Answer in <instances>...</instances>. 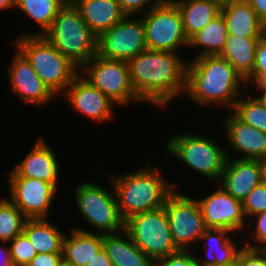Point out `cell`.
Masks as SVG:
<instances>
[{
  "mask_svg": "<svg viewBox=\"0 0 266 266\" xmlns=\"http://www.w3.org/2000/svg\"><path fill=\"white\" fill-rule=\"evenodd\" d=\"M223 122L229 140L227 146L242 153L239 159H266V133L244 123L234 113L228 114Z\"/></svg>",
  "mask_w": 266,
  "mask_h": 266,
  "instance_id": "cell-18",
  "label": "cell"
},
{
  "mask_svg": "<svg viewBox=\"0 0 266 266\" xmlns=\"http://www.w3.org/2000/svg\"><path fill=\"white\" fill-rule=\"evenodd\" d=\"M231 233L226 229L207 228L200 237V242L204 241L206 258L195 256L196 266L227 265L237 262L240 249L236 242H232ZM229 234V235H228ZM232 239V240H231ZM235 244V245H234Z\"/></svg>",
  "mask_w": 266,
  "mask_h": 266,
  "instance_id": "cell-21",
  "label": "cell"
},
{
  "mask_svg": "<svg viewBox=\"0 0 266 266\" xmlns=\"http://www.w3.org/2000/svg\"><path fill=\"white\" fill-rule=\"evenodd\" d=\"M73 5L97 37L126 16L117 0H75Z\"/></svg>",
  "mask_w": 266,
  "mask_h": 266,
  "instance_id": "cell-20",
  "label": "cell"
},
{
  "mask_svg": "<svg viewBox=\"0 0 266 266\" xmlns=\"http://www.w3.org/2000/svg\"><path fill=\"white\" fill-rule=\"evenodd\" d=\"M162 0H117L121 9L126 15L136 16L143 14L159 4ZM144 10V12H142Z\"/></svg>",
  "mask_w": 266,
  "mask_h": 266,
  "instance_id": "cell-36",
  "label": "cell"
},
{
  "mask_svg": "<svg viewBox=\"0 0 266 266\" xmlns=\"http://www.w3.org/2000/svg\"><path fill=\"white\" fill-rule=\"evenodd\" d=\"M102 248L113 266H157V263L134 244L125 230L102 234Z\"/></svg>",
  "mask_w": 266,
  "mask_h": 266,
  "instance_id": "cell-23",
  "label": "cell"
},
{
  "mask_svg": "<svg viewBox=\"0 0 266 266\" xmlns=\"http://www.w3.org/2000/svg\"><path fill=\"white\" fill-rule=\"evenodd\" d=\"M142 16L148 50L177 53L178 47L188 48L189 40L184 33L182 17L172 0H162Z\"/></svg>",
  "mask_w": 266,
  "mask_h": 266,
  "instance_id": "cell-9",
  "label": "cell"
},
{
  "mask_svg": "<svg viewBox=\"0 0 266 266\" xmlns=\"http://www.w3.org/2000/svg\"><path fill=\"white\" fill-rule=\"evenodd\" d=\"M242 203L247 220L266 211V185H257Z\"/></svg>",
  "mask_w": 266,
  "mask_h": 266,
  "instance_id": "cell-34",
  "label": "cell"
},
{
  "mask_svg": "<svg viewBox=\"0 0 266 266\" xmlns=\"http://www.w3.org/2000/svg\"><path fill=\"white\" fill-rule=\"evenodd\" d=\"M157 266H196L195 255L191 253V250H180L161 259Z\"/></svg>",
  "mask_w": 266,
  "mask_h": 266,
  "instance_id": "cell-38",
  "label": "cell"
},
{
  "mask_svg": "<svg viewBox=\"0 0 266 266\" xmlns=\"http://www.w3.org/2000/svg\"><path fill=\"white\" fill-rule=\"evenodd\" d=\"M14 1L15 0H0V11L14 8Z\"/></svg>",
  "mask_w": 266,
  "mask_h": 266,
  "instance_id": "cell-43",
  "label": "cell"
},
{
  "mask_svg": "<svg viewBox=\"0 0 266 266\" xmlns=\"http://www.w3.org/2000/svg\"><path fill=\"white\" fill-rule=\"evenodd\" d=\"M124 230L155 263L180 251L173 241L164 207L130 217L125 221Z\"/></svg>",
  "mask_w": 266,
  "mask_h": 266,
  "instance_id": "cell-7",
  "label": "cell"
},
{
  "mask_svg": "<svg viewBox=\"0 0 266 266\" xmlns=\"http://www.w3.org/2000/svg\"><path fill=\"white\" fill-rule=\"evenodd\" d=\"M251 7L256 11L258 18L266 21V0H247Z\"/></svg>",
  "mask_w": 266,
  "mask_h": 266,
  "instance_id": "cell-41",
  "label": "cell"
},
{
  "mask_svg": "<svg viewBox=\"0 0 266 266\" xmlns=\"http://www.w3.org/2000/svg\"><path fill=\"white\" fill-rule=\"evenodd\" d=\"M38 137L29 153L13 170L8 171V177H28L53 184L58 188L59 164L53 149Z\"/></svg>",
  "mask_w": 266,
  "mask_h": 266,
  "instance_id": "cell-17",
  "label": "cell"
},
{
  "mask_svg": "<svg viewBox=\"0 0 266 266\" xmlns=\"http://www.w3.org/2000/svg\"><path fill=\"white\" fill-rule=\"evenodd\" d=\"M86 266H113L106 252L102 248L94 257L86 264Z\"/></svg>",
  "mask_w": 266,
  "mask_h": 266,
  "instance_id": "cell-40",
  "label": "cell"
},
{
  "mask_svg": "<svg viewBox=\"0 0 266 266\" xmlns=\"http://www.w3.org/2000/svg\"><path fill=\"white\" fill-rule=\"evenodd\" d=\"M178 7L188 40L221 13V6L210 0H172Z\"/></svg>",
  "mask_w": 266,
  "mask_h": 266,
  "instance_id": "cell-25",
  "label": "cell"
},
{
  "mask_svg": "<svg viewBox=\"0 0 266 266\" xmlns=\"http://www.w3.org/2000/svg\"><path fill=\"white\" fill-rule=\"evenodd\" d=\"M101 249L102 234L74 227L64 237L63 258L74 266H86Z\"/></svg>",
  "mask_w": 266,
  "mask_h": 266,
  "instance_id": "cell-24",
  "label": "cell"
},
{
  "mask_svg": "<svg viewBox=\"0 0 266 266\" xmlns=\"http://www.w3.org/2000/svg\"><path fill=\"white\" fill-rule=\"evenodd\" d=\"M261 183L266 185V159L261 160Z\"/></svg>",
  "mask_w": 266,
  "mask_h": 266,
  "instance_id": "cell-44",
  "label": "cell"
},
{
  "mask_svg": "<svg viewBox=\"0 0 266 266\" xmlns=\"http://www.w3.org/2000/svg\"><path fill=\"white\" fill-rule=\"evenodd\" d=\"M219 181L227 193L243 202L261 183V160L228 158Z\"/></svg>",
  "mask_w": 266,
  "mask_h": 266,
  "instance_id": "cell-19",
  "label": "cell"
},
{
  "mask_svg": "<svg viewBox=\"0 0 266 266\" xmlns=\"http://www.w3.org/2000/svg\"><path fill=\"white\" fill-rule=\"evenodd\" d=\"M159 168L148 165L132 173L113 174L119 212L124 221L130 217L164 207L168 195L179 186L169 182Z\"/></svg>",
  "mask_w": 266,
  "mask_h": 266,
  "instance_id": "cell-3",
  "label": "cell"
},
{
  "mask_svg": "<svg viewBox=\"0 0 266 266\" xmlns=\"http://www.w3.org/2000/svg\"><path fill=\"white\" fill-rule=\"evenodd\" d=\"M23 233L38 253H63V241L66 233L48 218L26 219Z\"/></svg>",
  "mask_w": 266,
  "mask_h": 266,
  "instance_id": "cell-26",
  "label": "cell"
},
{
  "mask_svg": "<svg viewBox=\"0 0 266 266\" xmlns=\"http://www.w3.org/2000/svg\"><path fill=\"white\" fill-rule=\"evenodd\" d=\"M251 218L252 219L248 220L247 225H250V222H252V224L253 222L256 223L254 224L255 226L252 229V232L250 231V236H249L252 238L254 242L253 243L252 241L250 242V238H249V241L245 242L243 246L249 247V248H258V245L260 246V244L266 241V211L261 212Z\"/></svg>",
  "mask_w": 266,
  "mask_h": 266,
  "instance_id": "cell-35",
  "label": "cell"
},
{
  "mask_svg": "<svg viewBox=\"0 0 266 266\" xmlns=\"http://www.w3.org/2000/svg\"><path fill=\"white\" fill-rule=\"evenodd\" d=\"M66 3H73L75 0H64Z\"/></svg>",
  "mask_w": 266,
  "mask_h": 266,
  "instance_id": "cell-51",
  "label": "cell"
},
{
  "mask_svg": "<svg viewBox=\"0 0 266 266\" xmlns=\"http://www.w3.org/2000/svg\"><path fill=\"white\" fill-rule=\"evenodd\" d=\"M9 244L14 266H27L37 255L36 249L23 232L11 240Z\"/></svg>",
  "mask_w": 266,
  "mask_h": 266,
  "instance_id": "cell-32",
  "label": "cell"
},
{
  "mask_svg": "<svg viewBox=\"0 0 266 266\" xmlns=\"http://www.w3.org/2000/svg\"><path fill=\"white\" fill-rule=\"evenodd\" d=\"M66 4L64 0H15L14 8L20 9L41 28L40 32H26L25 35H44L52 26L60 9Z\"/></svg>",
  "mask_w": 266,
  "mask_h": 266,
  "instance_id": "cell-29",
  "label": "cell"
},
{
  "mask_svg": "<svg viewBox=\"0 0 266 266\" xmlns=\"http://www.w3.org/2000/svg\"><path fill=\"white\" fill-rule=\"evenodd\" d=\"M26 219L8 198H0V241L6 244L21 234Z\"/></svg>",
  "mask_w": 266,
  "mask_h": 266,
  "instance_id": "cell-30",
  "label": "cell"
},
{
  "mask_svg": "<svg viewBox=\"0 0 266 266\" xmlns=\"http://www.w3.org/2000/svg\"><path fill=\"white\" fill-rule=\"evenodd\" d=\"M63 253H38L27 266H58Z\"/></svg>",
  "mask_w": 266,
  "mask_h": 266,
  "instance_id": "cell-39",
  "label": "cell"
},
{
  "mask_svg": "<svg viewBox=\"0 0 266 266\" xmlns=\"http://www.w3.org/2000/svg\"><path fill=\"white\" fill-rule=\"evenodd\" d=\"M228 34L242 38L263 36V22L247 0H232L221 6Z\"/></svg>",
  "mask_w": 266,
  "mask_h": 266,
  "instance_id": "cell-22",
  "label": "cell"
},
{
  "mask_svg": "<svg viewBox=\"0 0 266 266\" xmlns=\"http://www.w3.org/2000/svg\"><path fill=\"white\" fill-rule=\"evenodd\" d=\"M44 36L79 69L97 54L98 37L73 3H66L60 9Z\"/></svg>",
  "mask_w": 266,
  "mask_h": 266,
  "instance_id": "cell-5",
  "label": "cell"
},
{
  "mask_svg": "<svg viewBox=\"0 0 266 266\" xmlns=\"http://www.w3.org/2000/svg\"><path fill=\"white\" fill-rule=\"evenodd\" d=\"M8 77L9 85H11L10 89L23 102L39 106L49 103L53 97H56L43 83L29 60L17 47L8 68Z\"/></svg>",
  "mask_w": 266,
  "mask_h": 266,
  "instance_id": "cell-15",
  "label": "cell"
},
{
  "mask_svg": "<svg viewBox=\"0 0 266 266\" xmlns=\"http://www.w3.org/2000/svg\"><path fill=\"white\" fill-rule=\"evenodd\" d=\"M126 15L97 40V54L109 60L125 61L147 50L142 18Z\"/></svg>",
  "mask_w": 266,
  "mask_h": 266,
  "instance_id": "cell-12",
  "label": "cell"
},
{
  "mask_svg": "<svg viewBox=\"0 0 266 266\" xmlns=\"http://www.w3.org/2000/svg\"><path fill=\"white\" fill-rule=\"evenodd\" d=\"M265 257L266 259V241L262 243L260 246L257 248Z\"/></svg>",
  "mask_w": 266,
  "mask_h": 266,
  "instance_id": "cell-46",
  "label": "cell"
},
{
  "mask_svg": "<svg viewBox=\"0 0 266 266\" xmlns=\"http://www.w3.org/2000/svg\"><path fill=\"white\" fill-rule=\"evenodd\" d=\"M165 145L168 154L174 155L209 180H220L226 161L230 157L227 149L221 144L205 135L191 132L174 135Z\"/></svg>",
  "mask_w": 266,
  "mask_h": 266,
  "instance_id": "cell-6",
  "label": "cell"
},
{
  "mask_svg": "<svg viewBox=\"0 0 266 266\" xmlns=\"http://www.w3.org/2000/svg\"><path fill=\"white\" fill-rule=\"evenodd\" d=\"M58 266H74V265L70 264L64 258H62V260L59 262Z\"/></svg>",
  "mask_w": 266,
  "mask_h": 266,
  "instance_id": "cell-48",
  "label": "cell"
},
{
  "mask_svg": "<svg viewBox=\"0 0 266 266\" xmlns=\"http://www.w3.org/2000/svg\"><path fill=\"white\" fill-rule=\"evenodd\" d=\"M164 208L176 247L182 251L191 250L188 247L198 242L207 229L198 199L175 188L166 198Z\"/></svg>",
  "mask_w": 266,
  "mask_h": 266,
  "instance_id": "cell-11",
  "label": "cell"
},
{
  "mask_svg": "<svg viewBox=\"0 0 266 266\" xmlns=\"http://www.w3.org/2000/svg\"><path fill=\"white\" fill-rule=\"evenodd\" d=\"M210 1H214V2L218 3L220 6H223L232 0H210Z\"/></svg>",
  "mask_w": 266,
  "mask_h": 266,
  "instance_id": "cell-47",
  "label": "cell"
},
{
  "mask_svg": "<svg viewBox=\"0 0 266 266\" xmlns=\"http://www.w3.org/2000/svg\"><path fill=\"white\" fill-rule=\"evenodd\" d=\"M63 95L73 110L90 117L94 122L113 120L115 103L84 78L81 72L73 79Z\"/></svg>",
  "mask_w": 266,
  "mask_h": 266,
  "instance_id": "cell-16",
  "label": "cell"
},
{
  "mask_svg": "<svg viewBox=\"0 0 266 266\" xmlns=\"http://www.w3.org/2000/svg\"><path fill=\"white\" fill-rule=\"evenodd\" d=\"M258 42L259 38H242L228 34L223 51L219 55L246 81L253 72Z\"/></svg>",
  "mask_w": 266,
  "mask_h": 266,
  "instance_id": "cell-27",
  "label": "cell"
},
{
  "mask_svg": "<svg viewBox=\"0 0 266 266\" xmlns=\"http://www.w3.org/2000/svg\"><path fill=\"white\" fill-rule=\"evenodd\" d=\"M238 266H266L264 255L257 248L243 246L237 257Z\"/></svg>",
  "mask_w": 266,
  "mask_h": 266,
  "instance_id": "cell-37",
  "label": "cell"
},
{
  "mask_svg": "<svg viewBox=\"0 0 266 266\" xmlns=\"http://www.w3.org/2000/svg\"><path fill=\"white\" fill-rule=\"evenodd\" d=\"M132 88L141 100L159 107L186 91L187 63L176 52L145 50L128 61Z\"/></svg>",
  "mask_w": 266,
  "mask_h": 266,
  "instance_id": "cell-1",
  "label": "cell"
},
{
  "mask_svg": "<svg viewBox=\"0 0 266 266\" xmlns=\"http://www.w3.org/2000/svg\"><path fill=\"white\" fill-rule=\"evenodd\" d=\"M198 202L206 228L226 229L233 233L247 229L243 203L221 186L207 197L198 199Z\"/></svg>",
  "mask_w": 266,
  "mask_h": 266,
  "instance_id": "cell-14",
  "label": "cell"
},
{
  "mask_svg": "<svg viewBox=\"0 0 266 266\" xmlns=\"http://www.w3.org/2000/svg\"><path fill=\"white\" fill-rule=\"evenodd\" d=\"M212 266H238L237 262L233 264H227V265H212Z\"/></svg>",
  "mask_w": 266,
  "mask_h": 266,
  "instance_id": "cell-50",
  "label": "cell"
},
{
  "mask_svg": "<svg viewBox=\"0 0 266 266\" xmlns=\"http://www.w3.org/2000/svg\"><path fill=\"white\" fill-rule=\"evenodd\" d=\"M43 83L55 95L63 94L80 69L63 56L44 35L20 36L14 42Z\"/></svg>",
  "mask_w": 266,
  "mask_h": 266,
  "instance_id": "cell-4",
  "label": "cell"
},
{
  "mask_svg": "<svg viewBox=\"0 0 266 266\" xmlns=\"http://www.w3.org/2000/svg\"><path fill=\"white\" fill-rule=\"evenodd\" d=\"M75 189L76 205L80 214L86 222L100 231V234L124 230L125 221L119 212L113 184L112 192L89 181L79 184Z\"/></svg>",
  "mask_w": 266,
  "mask_h": 266,
  "instance_id": "cell-8",
  "label": "cell"
},
{
  "mask_svg": "<svg viewBox=\"0 0 266 266\" xmlns=\"http://www.w3.org/2000/svg\"><path fill=\"white\" fill-rule=\"evenodd\" d=\"M263 36L266 37V21L263 22Z\"/></svg>",
  "mask_w": 266,
  "mask_h": 266,
  "instance_id": "cell-49",
  "label": "cell"
},
{
  "mask_svg": "<svg viewBox=\"0 0 266 266\" xmlns=\"http://www.w3.org/2000/svg\"><path fill=\"white\" fill-rule=\"evenodd\" d=\"M228 36L227 24L220 13L203 29L189 39V47H198L200 52L195 58L209 55H219L225 46Z\"/></svg>",
  "mask_w": 266,
  "mask_h": 266,
  "instance_id": "cell-28",
  "label": "cell"
},
{
  "mask_svg": "<svg viewBox=\"0 0 266 266\" xmlns=\"http://www.w3.org/2000/svg\"><path fill=\"white\" fill-rule=\"evenodd\" d=\"M80 72L117 106L141 101L132 88L128 62L109 60L96 54Z\"/></svg>",
  "mask_w": 266,
  "mask_h": 266,
  "instance_id": "cell-10",
  "label": "cell"
},
{
  "mask_svg": "<svg viewBox=\"0 0 266 266\" xmlns=\"http://www.w3.org/2000/svg\"><path fill=\"white\" fill-rule=\"evenodd\" d=\"M232 112L244 123L266 133V107L256 97H239Z\"/></svg>",
  "mask_w": 266,
  "mask_h": 266,
  "instance_id": "cell-31",
  "label": "cell"
},
{
  "mask_svg": "<svg viewBox=\"0 0 266 266\" xmlns=\"http://www.w3.org/2000/svg\"><path fill=\"white\" fill-rule=\"evenodd\" d=\"M261 92L260 95H256V98L266 107V89H258Z\"/></svg>",
  "mask_w": 266,
  "mask_h": 266,
  "instance_id": "cell-45",
  "label": "cell"
},
{
  "mask_svg": "<svg viewBox=\"0 0 266 266\" xmlns=\"http://www.w3.org/2000/svg\"><path fill=\"white\" fill-rule=\"evenodd\" d=\"M249 82V83H248ZM256 89H266V37L259 38L252 75L246 80Z\"/></svg>",
  "mask_w": 266,
  "mask_h": 266,
  "instance_id": "cell-33",
  "label": "cell"
},
{
  "mask_svg": "<svg viewBox=\"0 0 266 266\" xmlns=\"http://www.w3.org/2000/svg\"><path fill=\"white\" fill-rule=\"evenodd\" d=\"M9 200L27 219L48 218L57 188L48 182L28 177H8Z\"/></svg>",
  "mask_w": 266,
  "mask_h": 266,
  "instance_id": "cell-13",
  "label": "cell"
},
{
  "mask_svg": "<svg viewBox=\"0 0 266 266\" xmlns=\"http://www.w3.org/2000/svg\"><path fill=\"white\" fill-rule=\"evenodd\" d=\"M243 83L246 85L243 77L220 55L201 56L187 63L185 95L198 105L232 110Z\"/></svg>",
  "mask_w": 266,
  "mask_h": 266,
  "instance_id": "cell-2",
  "label": "cell"
},
{
  "mask_svg": "<svg viewBox=\"0 0 266 266\" xmlns=\"http://www.w3.org/2000/svg\"><path fill=\"white\" fill-rule=\"evenodd\" d=\"M0 266H14L11 260L9 245L0 246Z\"/></svg>",
  "mask_w": 266,
  "mask_h": 266,
  "instance_id": "cell-42",
  "label": "cell"
}]
</instances>
